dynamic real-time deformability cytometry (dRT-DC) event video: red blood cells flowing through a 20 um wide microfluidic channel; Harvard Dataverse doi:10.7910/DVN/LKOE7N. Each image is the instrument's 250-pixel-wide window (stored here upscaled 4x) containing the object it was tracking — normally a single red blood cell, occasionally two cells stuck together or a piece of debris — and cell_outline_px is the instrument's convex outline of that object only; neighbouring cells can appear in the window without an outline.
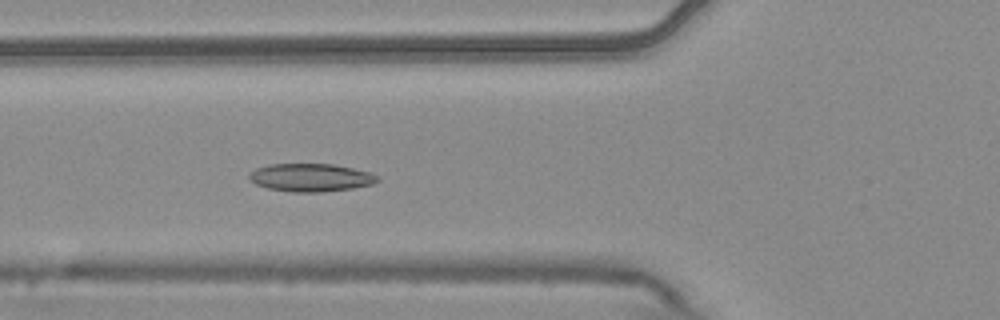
{"species": "common noctule bat (a hibernating species)", "species_latin": "Nyctalus noctula", "temperature_condition": "warm", "stored_images_in_passage": 6, "camera_frame_rate_fps": 3000, "um_per_image_px": 0.085, "animal": {"sex": "male", "body_mass_g": 20.4}, "frame": {"image": 1, "passage_image": 6, "time_ms": 1.667, "image_size_px": [1000, 320], "cell_outline_px": [[380, 180], [372, 184], [352, 188], [324, 192], [292, 192], [268, 188], [256, 184], [248, 180], [248, 176], [256, 168], [268, 164], [332, 164], [352, 168], [368, 172], [376, 176]], "centroid_in_image_um": [26.38, 15.09], "position_along_channel_um": 99.4, "area_um2": 20.81}}